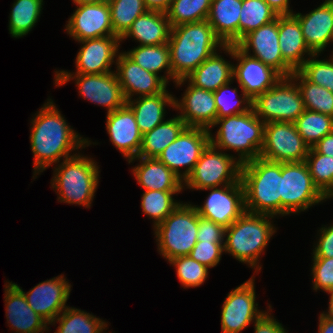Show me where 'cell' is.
Returning <instances> with one entry per match:
<instances>
[{
    "label": "cell",
    "instance_id": "34",
    "mask_svg": "<svg viewBox=\"0 0 333 333\" xmlns=\"http://www.w3.org/2000/svg\"><path fill=\"white\" fill-rule=\"evenodd\" d=\"M59 322L54 333H105L108 329L106 321L81 309L68 306L50 325Z\"/></svg>",
    "mask_w": 333,
    "mask_h": 333
},
{
    "label": "cell",
    "instance_id": "30",
    "mask_svg": "<svg viewBox=\"0 0 333 333\" xmlns=\"http://www.w3.org/2000/svg\"><path fill=\"white\" fill-rule=\"evenodd\" d=\"M233 80V64L219 55L218 51L203 61L189 76L177 80L180 87L189 81L192 85L215 92L220 86Z\"/></svg>",
    "mask_w": 333,
    "mask_h": 333
},
{
    "label": "cell",
    "instance_id": "19",
    "mask_svg": "<svg viewBox=\"0 0 333 333\" xmlns=\"http://www.w3.org/2000/svg\"><path fill=\"white\" fill-rule=\"evenodd\" d=\"M24 294L29 306L49 325L68 306L71 284L64 275H59L43 281L28 292L15 284Z\"/></svg>",
    "mask_w": 333,
    "mask_h": 333
},
{
    "label": "cell",
    "instance_id": "39",
    "mask_svg": "<svg viewBox=\"0 0 333 333\" xmlns=\"http://www.w3.org/2000/svg\"><path fill=\"white\" fill-rule=\"evenodd\" d=\"M277 17L276 12L264 0H242L239 41L251 31L274 21Z\"/></svg>",
    "mask_w": 333,
    "mask_h": 333
},
{
    "label": "cell",
    "instance_id": "33",
    "mask_svg": "<svg viewBox=\"0 0 333 333\" xmlns=\"http://www.w3.org/2000/svg\"><path fill=\"white\" fill-rule=\"evenodd\" d=\"M131 60L143 69L159 74L164 71L163 80L168 84L172 79L170 49L168 43L151 46H137L124 52Z\"/></svg>",
    "mask_w": 333,
    "mask_h": 333
},
{
    "label": "cell",
    "instance_id": "57",
    "mask_svg": "<svg viewBox=\"0 0 333 333\" xmlns=\"http://www.w3.org/2000/svg\"><path fill=\"white\" fill-rule=\"evenodd\" d=\"M327 199H333V190L330 192V194L326 197Z\"/></svg>",
    "mask_w": 333,
    "mask_h": 333
},
{
    "label": "cell",
    "instance_id": "47",
    "mask_svg": "<svg viewBox=\"0 0 333 333\" xmlns=\"http://www.w3.org/2000/svg\"><path fill=\"white\" fill-rule=\"evenodd\" d=\"M312 261V289L326 293L333 290V258H313Z\"/></svg>",
    "mask_w": 333,
    "mask_h": 333
},
{
    "label": "cell",
    "instance_id": "37",
    "mask_svg": "<svg viewBox=\"0 0 333 333\" xmlns=\"http://www.w3.org/2000/svg\"><path fill=\"white\" fill-rule=\"evenodd\" d=\"M294 124L310 148L324 136L333 132V116L307 109L296 119Z\"/></svg>",
    "mask_w": 333,
    "mask_h": 333
},
{
    "label": "cell",
    "instance_id": "7",
    "mask_svg": "<svg viewBox=\"0 0 333 333\" xmlns=\"http://www.w3.org/2000/svg\"><path fill=\"white\" fill-rule=\"evenodd\" d=\"M198 222L194 205L181 202L153 229L160 255L167 261L189 255L197 243Z\"/></svg>",
    "mask_w": 333,
    "mask_h": 333
},
{
    "label": "cell",
    "instance_id": "15",
    "mask_svg": "<svg viewBox=\"0 0 333 333\" xmlns=\"http://www.w3.org/2000/svg\"><path fill=\"white\" fill-rule=\"evenodd\" d=\"M251 277L227 294L221 309L222 333H240L265 313L258 309L255 276Z\"/></svg>",
    "mask_w": 333,
    "mask_h": 333
},
{
    "label": "cell",
    "instance_id": "55",
    "mask_svg": "<svg viewBox=\"0 0 333 333\" xmlns=\"http://www.w3.org/2000/svg\"><path fill=\"white\" fill-rule=\"evenodd\" d=\"M330 296L328 312L323 311L321 314L329 319H333V290L327 292Z\"/></svg>",
    "mask_w": 333,
    "mask_h": 333
},
{
    "label": "cell",
    "instance_id": "5",
    "mask_svg": "<svg viewBox=\"0 0 333 333\" xmlns=\"http://www.w3.org/2000/svg\"><path fill=\"white\" fill-rule=\"evenodd\" d=\"M220 125V126H218ZM215 137L210 134V143L222 151L233 150L240 164L260 157L264 144V126L251 108L245 113L217 118Z\"/></svg>",
    "mask_w": 333,
    "mask_h": 333
},
{
    "label": "cell",
    "instance_id": "44",
    "mask_svg": "<svg viewBox=\"0 0 333 333\" xmlns=\"http://www.w3.org/2000/svg\"><path fill=\"white\" fill-rule=\"evenodd\" d=\"M176 269L177 277L185 288L200 287L208 277V267L189 255L175 257L168 261Z\"/></svg>",
    "mask_w": 333,
    "mask_h": 333
},
{
    "label": "cell",
    "instance_id": "40",
    "mask_svg": "<svg viewBox=\"0 0 333 333\" xmlns=\"http://www.w3.org/2000/svg\"><path fill=\"white\" fill-rule=\"evenodd\" d=\"M182 191H144L141 200L142 212L152 218L153 228L161 223L170 213H172L180 204L175 201L173 195Z\"/></svg>",
    "mask_w": 333,
    "mask_h": 333
},
{
    "label": "cell",
    "instance_id": "8",
    "mask_svg": "<svg viewBox=\"0 0 333 333\" xmlns=\"http://www.w3.org/2000/svg\"><path fill=\"white\" fill-rule=\"evenodd\" d=\"M251 108L264 123H294L305 110L299 88L291 76L282 77L272 88L257 95Z\"/></svg>",
    "mask_w": 333,
    "mask_h": 333
},
{
    "label": "cell",
    "instance_id": "9",
    "mask_svg": "<svg viewBox=\"0 0 333 333\" xmlns=\"http://www.w3.org/2000/svg\"><path fill=\"white\" fill-rule=\"evenodd\" d=\"M235 157L209 143L183 181V188L205 190L236 183L241 178V164Z\"/></svg>",
    "mask_w": 333,
    "mask_h": 333
},
{
    "label": "cell",
    "instance_id": "20",
    "mask_svg": "<svg viewBox=\"0 0 333 333\" xmlns=\"http://www.w3.org/2000/svg\"><path fill=\"white\" fill-rule=\"evenodd\" d=\"M115 61V72L126 100H131L134 95H156L166 90L168 84L163 80V76L143 69L124 52H119Z\"/></svg>",
    "mask_w": 333,
    "mask_h": 333
},
{
    "label": "cell",
    "instance_id": "49",
    "mask_svg": "<svg viewBox=\"0 0 333 333\" xmlns=\"http://www.w3.org/2000/svg\"><path fill=\"white\" fill-rule=\"evenodd\" d=\"M318 241L313 249V258H333V224L318 230Z\"/></svg>",
    "mask_w": 333,
    "mask_h": 333
},
{
    "label": "cell",
    "instance_id": "4",
    "mask_svg": "<svg viewBox=\"0 0 333 333\" xmlns=\"http://www.w3.org/2000/svg\"><path fill=\"white\" fill-rule=\"evenodd\" d=\"M273 218L272 215L245 211L226 228L224 252L258 273L262 268L259 264L260 256L277 230L269 220Z\"/></svg>",
    "mask_w": 333,
    "mask_h": 333
},
{
    "label": "cell",
    "instance_id": "24",
    "mask_svg": "<svg viewBox=\"0 0 333 333\" xmlns=\"http://www.w3.org/2000/svg\"><path fill=\"white\" fill-rule=\"evenodd\" d=\"M6 319L14 333H44L48 323L28 304L23 292L12 281L4 286Z\"/></svg>",
    "mask_w": 333,
    "mask_h": 333
},
{
    "label": "cell",
    "instance_id": "22",
    "mask_svg": "<svg viewBox=\"0 0 333 333\" xmlns=\"http://www.w3.org/2000/svg\"><path fill=\"white\" fill-rule=\"evenodd\" d=\"M80 47L75 66L78 74H102L112 72L114 58L118 56L120 38L118 36H105L100 38L79 41Z\"/></svg>",
    "mask_w": 333,
    "mask_h": 333
},
{
    "label": "cell",
    "instance_id": "25",
    "mask_svg": "<svg viewBox=\"0 0 333 333\" xmlns=\"http://www.w3.org/2000/svg\"><path fill=\"white\" fill-rule=\"evenodd\" d=\"M292 15L299 21L305 43L314 54L323 53L333 42V3L329 0L305 15Z\"/></svg>",
    "mask_w": 333,
    "mask_h": 333
},
{
    "label": "cell",
    "instance_id": "43",
    "mask_svg": "<svg viewBox=\"0 0 333 333\" xmlns=\"http://www.w3.org/2000/svg\"><path fill=\"white\" fill-rule=\"evenodd\" d=\"M305 162L314 184L327 197L333 190V157L310 148Z\"/></svg>",
    "mask_w": 333,
    "mask_h": 333
},
{
    "label": "cell",
    "instance_id": "51",
    "mask_svg": "<svg viewBox=\"0 0 333 333\" xmlns=\"http://www.w3.org/2000/svg\"><path fill=\"white\" fill-rule=\"evenodd\" d=\"M317 153L333 157V132L324 136L312 147Z\"/></svg>",
    "mask_w": 333,
    "mask_h": 333
},
{
    "label": "cell",
    "instance_id": "13",
    "mask_svg": "<svg viewBox=\"0 0 333 333\" xmlns=\"http://www.w3.org/2000/svg\"><path fill=\"white\" fill-rule=\"evenodd\" d=\"M309 150L294 123H265L261 158L279 163L303 162Z\"/></svg>",
    "mask_w": 333,
    "mask_h": 333
},
{
    "label": "cell",
    "instance_id": "50",
    "mask_svg": "<svg viewBox=\"0 0 333 333\" xmlns=\"http://www.w3.org/2000/svg\"><path fill=\"white\" fill-rule=\"evenodd\" d=\"M268 306V311L254 322V333H287L284 326L269 313L272 307Z\"/></svg>",
    "mask_w": 333,
    "mask_h": 333
},
{
    "label": "cell",
    "instance_id": "18",
    "mask_svg": "<svg viewBox=\"0 0 333 333\" xmlns=\"http://www.w3.org/2000/svg\"><path fill=\"white\" fill-rule=\"evenodd\" d=\"M75 12L65 25L68 35L76 41L116 36L113 32L108 1L76 4Z\"/></svg>",
    "mask_w": 333,
    "mask_h": 333
},
{
    "label": "cell",
    "instance_id": "26",
    "mask_svg": "<svg viewBox=\"0 0 333 333\" xmlns=\"http://www.w3.org/2000/svg\"><path fill=\"white\" fill-rule=\"evenodd\" d=\"M138 159L137 166L132 168V173L145 191H182L183 180L177 176L165 164L157 158L135 157L128 163L135 162Z\"/></svg>",
    "mask_w": 333,
    "mask_h": 333
},
{
    "label": "cell",
    "instance_id": "32",
    "mask_svg": "<svg viewBox=\"0 0 333 333\" xmlns=\"http://www.w3.org/2000/svg\"><path fill=\"white\" fill-rule=\"evenodd\" d=\"M187 127L186 123L178 116L164 120L151 131L142 136L139 157L157 158L158 155Z\"/></svg>",
    "mask_w": 333,
    "mask_h": 333
},
{
    "label": "cell",
    "instance_id": "3",
    "mask_svg": "<svg viewBox=\"0 0 333 333\" xmlns=\"http://www.w3.org/2000/svg\"><path fill=\"white\" fill-rule=\"evenodd\" d=\"M246 211L281 216V163L258 157L241 164Z\"/></svg>",
    "mask_w": 333,
    "mask_h": 333
},
{
    "label": "cell",
    "instance_id": "36",
    "mask_svg": "<svg viewBox=\"0 0 333 333\" xmlns=\"http://www.w3.org/2000/svg\"><path fill=\"white\" fill-rule=\"evenodd\" d=\"M291 77L296 81L305 109L333 116V93L330 90L308 81L298 70Z\"/></svg>",
    "mask_w": 333,
    "mask_h": 333
},
{
    "label": "cell",
    "instance_id": "41",
    "mask_svg": "<svg viewBox=\"0 0 333 333\" xmlns=\"http://www.w3.org/2000/svg\"><path fill=\"white\" fill-rule=\"evenodd\" d=\"M113 32L121 38L132 23L148 11L144 0H108Z\"/></svg>",
    "mask_w": 333,
    "mask_h": 333
},
{
    "label": "cell",
    "instance_id": "35",
    "mask_svg": "<svg viewBox=\"0 0 333 333\" xmlns=\"http://www.w3.org/2000/svg\"><path fill=\"white\" fill-rule=\"evenodd\" d=\"M43 0H16L10 11L8 30L12 37L27 35L38 22Z\"/></svg>",
    "mask_w": 333,
    "mask_h": 333
},
{
    "label": "cell",
    "instance_id": "6",
    "mask_svg": "<svg viewBox=\"0 0 333 333\" xmlns=\"http://www.w3.org/2000/svg\"><path fill=\"white\" fill-rule=\"evenodd\" d=\"M51 188L58 202L90 208L99 184V166L93 158L78 153L54 167Z\"/></svg>",
    "mask_w": 333,
    "mask_h": 333
},
{
    "label": "cell",
    "instance_id": "56",
    "mask_svg": "<svg viewBox=\"0 0 333 333\" xmlns=\"http://www.w3.org/2000/svg\"><path fill=\"white\" fill-rule=\"evenodd\" d=\"M108 0H73L74 4L101 3Z\"/></svg>",
    "mask_w": 333,
    "mask_h": 333
},
{
    "label": "cell",
    "instance_id": "11",
    "mask_svg": "<svg viewBox=\"0 0 333 333\" xmlns=\"http://www.w3.org/2000/svg\"><path fill=\"white\" fill-rule=\"evenodd\" d=\"M55 86L65 85L75 79L79 95L85 100L104 106L107 114L127 104L115 71L102 74H78L65 70H56Z\"/></svg>",
    "mask_w": 333,
    "mask_h": 333
},
{
    "label": "cell",
    "instance_id": "53",
    "mask_svg": "<svg viewBox=\"0 0 333 333\" xmlns=\"http://www.w3.org/2000/svg\"><path fill=\"white\" fill-rule=\"evenodd\" d=\"M172 0H144L148 10L166 12Z\"/></svg>",
    "mask_w": 333,
    "mask_h": 333
},
{
    "label": "cell",
    "instance_id": "45",
    "mask_svg": "<svg viewBox=\"0 0 333 333\" xmlns=\"http://www.w3.org/2000/svg\"><path fill=\"white\" fill-rule=\"evenodd\" d=\"M320 54H313L298 71L310 82L327 88L333 93V53L330 59L318 60Z\"/></svg>",
    "mask_w": 333,
    "mask_h": 333
},
{
    "label": "cell",
    "instance_id": "54",
    "mask_svg": "<svg viewBox=\"0 0 333 333\" xmlns=\"http://www.w3.org/2000/svg\"><path fill=\"white\" fill-rule=\"evenodd\" d=\"M318 318V333H333V319H329L322 314Z\"/></svg>",
    "mask_w": 333,
    "mask_h": 333
},
{
    "label": "cell",
    "instance_id": "12",
    "mask_svg": "<svg viewBox=\"0 0 333 333\" xmlns=\"http://www.w3.org/2000/svg\"><path fill=\"white\" fill-rule=\"evenodd\" d=\"M221 50L237 61V64L233 63V80L236 79L240 90L251 101L272 88L283 77L274 68L248 55L237 45H224Z\"/></svg>",
    "mask_w": 333,
    "mask_h": 333
},
{
    "label": "cell",
    "instance_id": "14",
    "mask_svg": "<svg viewBox=\"0 0 333 333\" xmlns=\"http://www.w3.org/2000/svg\"><path fill=\"white\" fill-rule=\"evenodd\" d=\"M210 134L211 132L205 128L186 127L157 159L184 181L209 145ZM181 167L186 169L182 172Z\"/></svg>",
    "mask_w": 333,
    "mask_h": 333
},
{
    "label": "cell",
    "instance_id": "38",
    "mask_svg": "<svg viewBox=\"0 0 333 333\" xmlns=\"http://www.w3.org/2000/svg\"><path fill=\"white\" fill-rule=\"evenodd\" d=\"M212 0H172L165 12L171 27L207 20Z\"/></svg>",
    "mask_w": 333,
    "mask_h": 333
},
{
    "label": "cell",
    "instance_id": "17",
    "mask_svg": "<svg viewBox=\"0 0 333 333\" xmlns=\"http://www.w3.org/2000/svg\"><path fill=\"white\" fill-rule=\"evenodd\" d=\"M242 51L274 68L283 77H290L295 71L284 59L280 51L278 17L245 35L237 44ZM252 50V54L251 53Z\"/></svg>",
    "mask_w": 333,
    "mask_h": 333
},
{
    "label": "cell",
    "instance_id": "31",
    "mask_svg": "<svg viewBox=\"0 0 333 333\" xmlns=\"http://www.w3.org/2000/svg\"><path fill=\"white\" fill-rule=\"evenodd\" d=\"M174 100V95L166 89L156 95L127 100V105L134 113L140 132L145 134L165 120L166 106L174 109Z\"/></svg>",
    "mask_w": 333,
    "mask_h": 333
},
{
    "label": "cell",
    "instance_id": "21",
    "mask_svg": "<svg viewBox=\"0 0 333 333\" xmlns=\"http://www.w3.org/2000/svg\"><path fill=\"white\" fill-rule=\"evenodd\" d=\"M187 85L182 99L177 100L175 97L174 100V108L179 110L178 116L187 127L205 128L211 132L217 120L214 93L198 88L189 81Z\"/></svg>",
    "mask_w": 333,
    "mask_h": 333
},
{
    "label": "cell",
    "instance_id": "42",
    "mask_svg": "<svg viewBox=\"0 0 333 333\" xmlns=\"http://www.w3.org/2000/svg\"><path fill=\"white\" fill-rule=\"evenodd\" d=\"M232 82L233 80L220 86L215 92H213L217 108V118L245 113L251 109L252 101L242 91V94H240L241 96L239 97L238 89L231 88L230 86ZM229 93L233 98L229 96Z\"/></svg>",
    "mask_w": 333,
    "mask_h": 333
},
{
    "label": "cell",
    "instance_id": "16",
    "mask_svg": "<svg viewBox=\"0 0 333 333\" xmlns=\"http://www.w3.org/2000/svg\"><path fill=\"white\" fill-rule=\"evenodd\" d=\"M210 193L202 206H196L200 217L228 228L245 211V194L241 178L233 184L208 188Z\"/></svg>",
    "mask_w": 333,
    "mask_h": 333
},
{
    "label": "cell",
    "instance_id": "27",
    "mask_svg": "<svg viewBox=\"0 0 333 333\" xmlns=\"http://www.w3.org/2000/svg\"><path fill=\"white\" fill-rule=\"evenodd\" d=\"M171 28L165 12L148 10L132 23L120 42L130 37L139 46L161 45L168 43Z\"/></svg>",
    "mask_w": 333,
    "mask_h": 333
},
{
    "label": "cell",
    "instance_id": "10",
    "mask_svg": "<svg viewBox=\"0 0 333 333\" xmlns=\"http://www.w3.org/2000/svg\"><path fill=\"white\" fill-rule=\"evenodd\" d=\"M281 173V216L300 213L327 201L314 184L305 161L281 163Z\"/></svg>",
    "mask_w": 333,
    "mask_h": 333
},
{
    "label": "cell",
    "instance_id": "1",
    "mask_svg": "<svg viewBox=\"0 0 333 333\" xmlns=\"http://www.w3.org/2000/svg\"><path fill=\"white\" fill-rule=\"evenodd\" d=\"M31 120L30 146L33 153V174L39 175L61 159L70 158L71 151L91 145L88 138L81 137L70 127L51 98L43 104Z\"/></svg>",
    "mask_w": 333,
    "mask_h": 333
},
{
    "label": "cell",
    "instance_id": "52",
    "mask_svg": "<svg viewBox=\"0 0 333 333\" xmlns=\"http://www.w3.org/2000/svg\"><path fill=\"white\" fill-rule=\"evenodd\" d=\"M270 8L276 12L278 16L292 15L293 10L290 9V0H264Z\"/></svg>",
    "mask_w": 333,
    "mask_h": 333
},
{
    "label": "cell",
    "instance_id": "23",
    "mask_svg": "<svg viewBox=\"0 0 333 333\" xmlns=\"http://www.w3.org/2000/svg\"><path fill=\"white\" fill-rule=\"evenodd\" d=\"M106 130L114 147L127 159L138 157L143 134L132 109L125 106L106 115Z\"/></svg>",
    "mask_w": 333,
    "mask_h": 333
},
{
    "label": "cell",
    "instance_id": "2",
    "mask_svg": "<svg viewBox=\"0 0 333 333\" xmlns=\"http://www.w3.org/2000/svg\"><path fill=\"white\" fill-rule=\"evenodd\" d=\"M168 45L174 83L224 46L207 20L172 27Z\"/></svg>",
    "mask_w": 333,
    "mask_h": 333
},
{
    "label": "cell",
    "instance_id": "46",
    "mask_svg": "<svg viewBox=\"0 0 333 333\" xmlns=\"http://www.w3.org/2000/svg\"><path fill=\"white\" fill-rule=\"evenodd\" d=\"M224 243L197 241L189 256L208 268H213L221 260V255L224 252Z\"/></svg>",
    "mask_w": 333,
    "mask_h": 333
},
{
    "label": "cell",
    "instance_id": "48",
    "mask_svg": "<svg viewBox=\"0 0 333 333\" xmlns=\"http://www.w3.org/2000/svg\"><path fill=\"white\" fill-rule=\"evenodd\" d=\"M225 228L199 216L197 241L225 242Z\"/></svg>",
    "mask_w": 333,
    "mask_h": 333
},
{
    "label": "cell",
    "instance_id": "28",
    "mask_svg": "<svg viewBox=\"0 0 333 333\" xmlns=\"http://www.w3.org/2000/svg\"><path fill=\"white\" fill-rule=\"evenodd\" d=\"M278 34L283 59L298 70L314 54L305 43L299 21L293 15L278 16Z\"/></svg>",
    "mask_w": 333,
    "mask_h": 333
},
{
    "label": "cell",
    "instance_id": "29",
    "mask_svg": "<svg viewBox=\"0 0 333 333\" xmlns=\"http://www.w3.org/2000/svg\"><path fill=\"white\" fill-rule=\"evenodd\" d=\"M242 0H212L207 21L224 45L239 42Z\"/></svg>",
    "mask_w": 333,
    "mask_h": 333
}]
</instances>
